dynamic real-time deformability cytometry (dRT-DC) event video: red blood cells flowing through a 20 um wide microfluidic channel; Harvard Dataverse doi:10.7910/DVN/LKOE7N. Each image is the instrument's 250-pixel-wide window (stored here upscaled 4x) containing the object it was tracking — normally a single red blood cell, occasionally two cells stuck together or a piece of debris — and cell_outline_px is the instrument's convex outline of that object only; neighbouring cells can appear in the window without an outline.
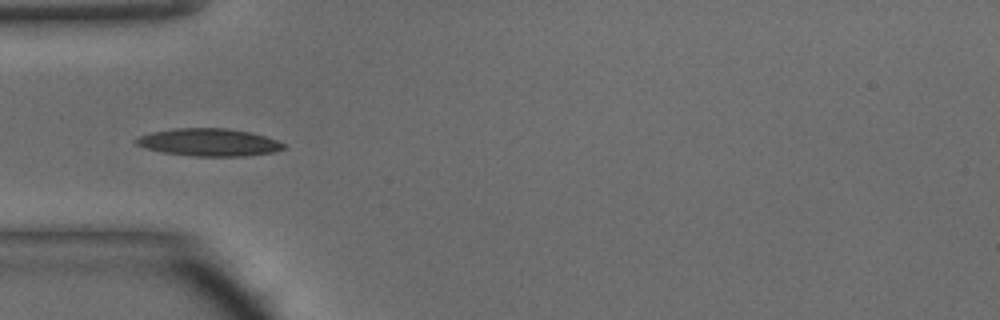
{"species": "common noctule bat (a hibernating species)", "species_latin": "Nyctalus noctula", "temperature_condition": "warm", "stored_images_in_passage": 8, "camera_frame_rate_fps": 3000, "um_per_image_px": 0.085, "animal": {"sex": "male", "body_mass_g": 15.6}, "frame": {"image": 1, "passage_image": 2, "time_ms": 0.333, "image_size_px": [1000, 320], "cell_outline_px": [[288, 148], [272, 152], [244, 156], [196, 156], [164, 152], [148, 148], [136, 144], [132, 140], [140, 136], [152, 132], [176, 128], [228, 128], [252, 132], [276, 140], [284, 144]], "centroid_in_image_um": [17.79, 12.09], "position_along_channel_um": 67.2, "area_um2": 23.52}}